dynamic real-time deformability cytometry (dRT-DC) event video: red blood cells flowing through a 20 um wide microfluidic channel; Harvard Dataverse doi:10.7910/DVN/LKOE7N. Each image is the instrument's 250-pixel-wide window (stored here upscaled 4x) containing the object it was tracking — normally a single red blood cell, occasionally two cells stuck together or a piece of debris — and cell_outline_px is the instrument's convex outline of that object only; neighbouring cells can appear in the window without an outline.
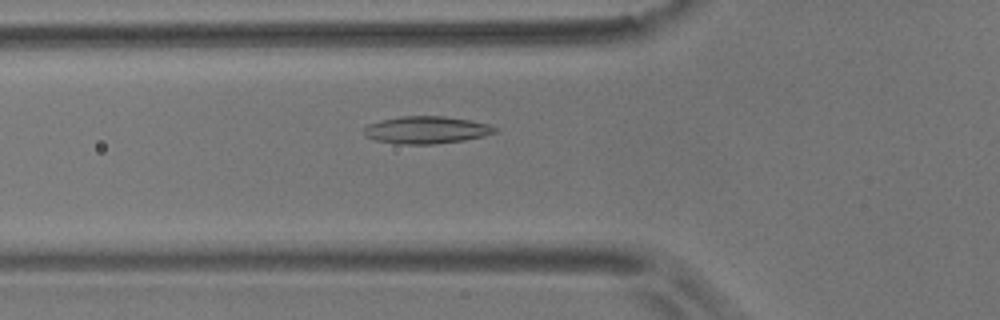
{"species": "common noctule bat (a hibernating species)", "species_latin": "Nyctalus noctula", "temperature_condition": "room temperature", "stored_images_in_passage": 54, "camera_frame_rate_fps": 3000, "um_per_image_px": 0.085, "animal": {"sex": "male", "body_mass_g": 17.9}, "frame": {"image": 1, "passage_image": 17, "time_ms": 5.333, "image_size_px": [1000, 320], "cell_outline_px": [[500, 128], [496, 132], [484, 136], [464, 140], [432, 144], [400, 144], [376, 140], [364, 136], [364, 128], [368, 124], [380, 120], [400, 116], [444, 116], [472, 120], [488, 124]], "centroid_in_image_um": [36.26, 11.04], "position_along_channel_um": 89.5, "area_um2": 20.98}}
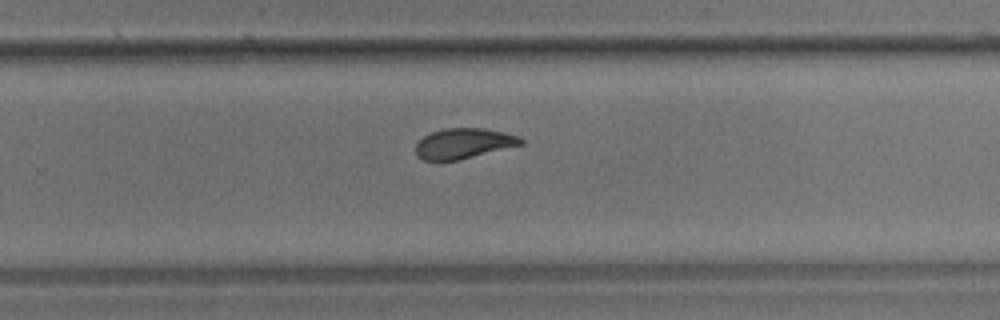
{"frame": {"image": 2, "passage_image": 34, "time_ms": 11.0, "image_size_px": [1000, 320], "cell_outline_px": [[524, 144], [456, 160], [424, 160], [416, 156], [416, 144], [424, 136], [432, 132], [444, 128], [484, 128], [516, 136], [524, 140]], "centroid_in_image_um": [39.37, 12.19], "position_along_channel_um": 290.4, "area_um2": 18.21}}
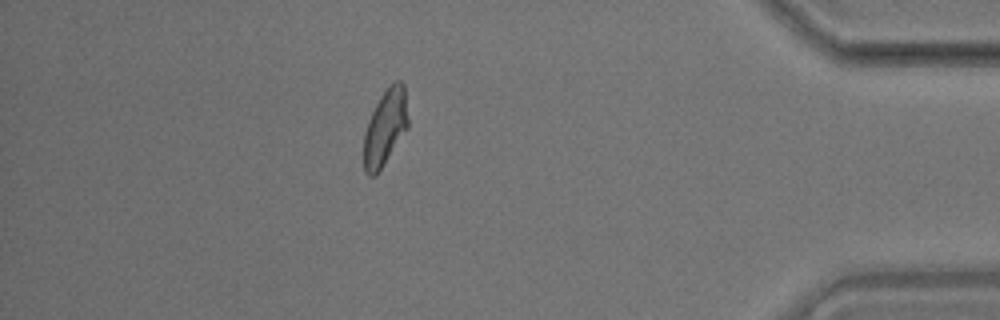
{"frame": {"image": 3, "passage_image": 47, "time_ms": 15.333, "image_size_px": [1000, 320], "cell_outline_px": [[408, 128], [376, 176], [368, 176], [364, 172], [364, 132], [368, 120], [380, 96], [396, 80], [400, 80], [404, 84], [408, 120]], "centroid_in_image_um": [32.74, 10.87], "position_along_channel_um": 402.5, "area_um2": 19.54}, "authors_computed_cell_mechanics": {"area_um2": 19.8254, "velocity_mm_per_s": 3.5409, "shape_relaxation_time_tau1_ms": 9.0935, "shape_relaxation_time_tau2_ms": 1.8855, "deformation_change_tau1": 0.2328, "deformation_change_tau2": 0.0832}}